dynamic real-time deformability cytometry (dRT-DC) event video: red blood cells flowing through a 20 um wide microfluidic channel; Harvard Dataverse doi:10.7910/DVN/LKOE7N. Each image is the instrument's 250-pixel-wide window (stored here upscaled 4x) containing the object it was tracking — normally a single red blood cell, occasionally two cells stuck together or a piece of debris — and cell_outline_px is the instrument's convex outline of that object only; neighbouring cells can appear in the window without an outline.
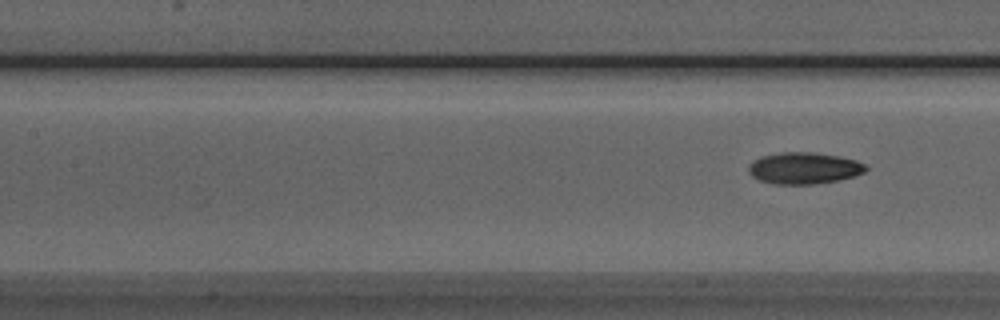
{"species": "Egyptian fruit bat (a non-hibernating species)", "species_latin": "Rousettus aegyptiacus", "temperature_condition": "room temperature", "stored_images_in_passage": 4, "camera_frame_rate_fps": 3000, "um_per_image_px": 0.085, "animal": {"sex": "male"}, "frame": {"image": 1, "passage_image": 4, "time_ms": 3.667, "image_size_px": [1000, 320], "cell_outline_px": [[868, 168], [864, 172], [840, 180], [812, 184], [772, 184], [760, 180], [752, 176], [748, 172], [748, 164], [752, 160], [760, 156], [780, 152], [812, 152], [840, 156], [856, 160], [864, 164]], "centroid_in_image_um": [68.3, 14.28], "position_along_channel_um": 139.1, "area_um2": 21.73}}